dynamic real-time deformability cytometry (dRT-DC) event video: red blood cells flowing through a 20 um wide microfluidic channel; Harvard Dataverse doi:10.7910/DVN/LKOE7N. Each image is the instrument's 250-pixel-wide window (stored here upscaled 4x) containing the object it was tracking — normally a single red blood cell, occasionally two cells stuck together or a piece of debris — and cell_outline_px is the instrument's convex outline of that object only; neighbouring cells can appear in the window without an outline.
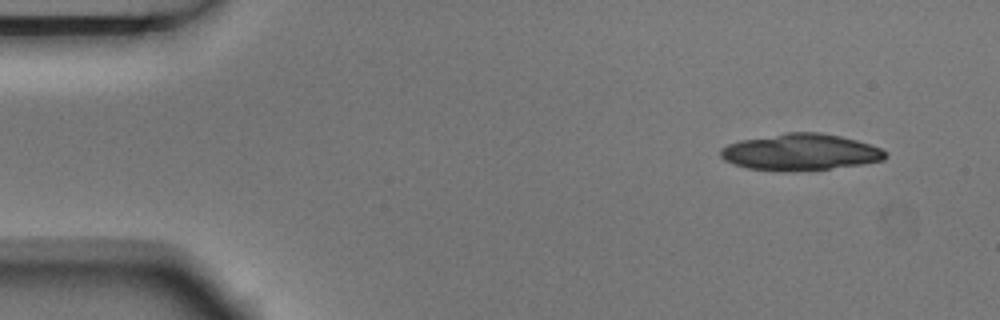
{"species": "Egyptian fruit bat (a non-hibernating species)", "species_latin": "Rousettus aegyptiacus", "temperature_condition": "room temperature", "stored_images_in_passage": 4, "camera_frame_rate_fps": 3000, "um_per_image_px": 0.085, "animal": {"sex": "male"}, "frame": {"image": 1, "passage_image": 1, "time_ms": 0.0, "image_size_px": [1000, 320], "cell_outline_px": [[888, 156], [884, 160], [864, 164], [828, 168], [748, 168], [732, 164], [724, 160], [720, 156], [720, 148], [728, 144], [740, 140], [788, 132], [820, 132], [840, 136], [856, 140], [880, 148], [888, 152]], "centroid_in_image_um": [68.06, 12.88], "position_along_channel_um": 16.9, "area_um2": 33.99}}